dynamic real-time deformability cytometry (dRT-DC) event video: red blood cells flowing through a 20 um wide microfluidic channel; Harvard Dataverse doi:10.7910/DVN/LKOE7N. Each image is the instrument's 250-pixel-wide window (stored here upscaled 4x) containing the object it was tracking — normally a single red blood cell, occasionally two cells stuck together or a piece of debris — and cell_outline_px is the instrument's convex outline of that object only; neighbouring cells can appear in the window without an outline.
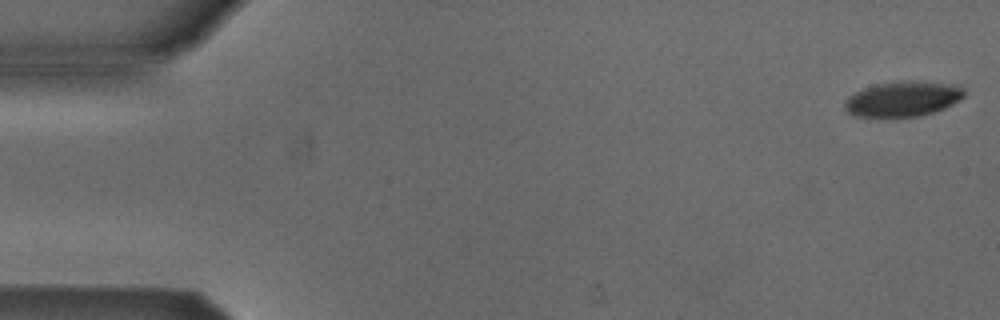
{"species": "Egyptian fruit bat (a non-hibernating species)", "species_latin": "Rousettus aegyptiacus", "temperature_condition": "cold", "stored_images_in_passage": 9, "camera_frame_rate_fps": 3000, "um_per_image_px": 0.085, "animal": {"sex": "male"}, "frame": {"image": 1, "passage_image": 1, "time_ms": 0.0, "image_size_px": [1000, 320], "cell_outline_px": [[964, 96], [960, 100], [944, 108], [920, 116], [856, 116], [848, 112], [844, 108], [844, 104], [848, 96], [864, 88], [880, 84], [944, 84], [964, 88]], "centroid_in_image_um": [76.7, 8.47], "position_along_channel_um": 8.3, "area_um2": 22.95}}
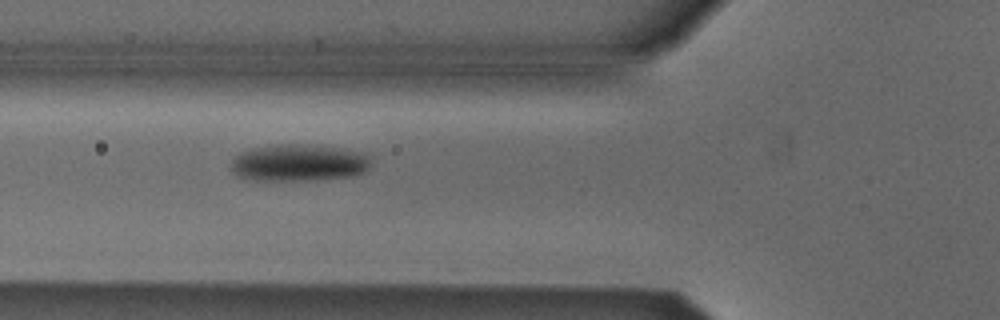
{"frame": {"image": 2, "passage_image": 6, "time_ms": 6.0, "image_size_px": [1000, 320], "cell_outline_px": [[372, 156], [368, 168], [364, 172], [352, 176], [316, 180], [252, 180], [236, 176], [232, 172], [232, 160], [236, 156], [244, 152], [256, 148], [280, 144], [296, 144], [344, 148], [364, 152]], "centroid_in_image_um": [25.46, 13.84], "position_along_channel_um": 100.3, "area_um2": 30.17}}
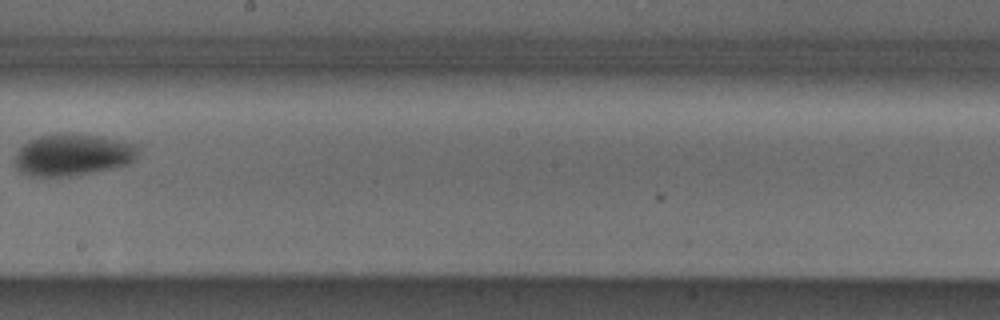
{"frame": {"image": 3, "passage_image": 9, "time_ms": 9.667, "image_size_px": [1000, 320], "cell_outline_px": [[136, 160], [128, 164], [116, 168], [68, 176], [32, 176], [20, 172], [16, 168], [16, 156], [20, 148], [24, 144], [40, 136], [100, 136], [136, 144]], "centroid_in_image_um": [6.21, 13.21], "position_along_channel_um": 242.0, "area_um2": 29.02}}